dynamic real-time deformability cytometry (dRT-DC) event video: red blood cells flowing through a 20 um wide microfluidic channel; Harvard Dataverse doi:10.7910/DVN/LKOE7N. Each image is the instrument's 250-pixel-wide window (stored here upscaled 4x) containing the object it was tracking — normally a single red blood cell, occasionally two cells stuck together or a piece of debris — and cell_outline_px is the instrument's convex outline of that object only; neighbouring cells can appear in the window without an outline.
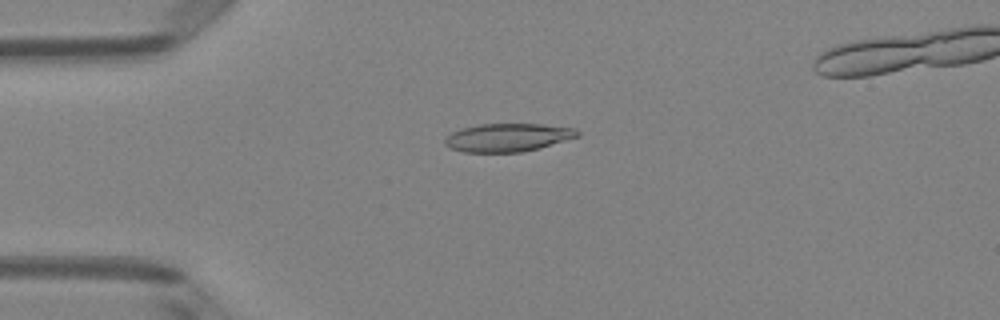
{"species": "Egyptian fruit bat (a non-hibernating species)", "species_latin": "Rousettus aegyptiacus", "temperature_condition": "room temperature", "stored_images_in_passage": 48, "camera_frame_rate_fps": 3000, "um_per_image_px": 0.085, "animal": {"sex": "female"}, "frame": {"image": 1, "passage_image": 12, "time_ms": 3.667, "image_size_px": [1000, 320], "cell_outline_px": [[580, 136], [540, 148], [520, 152], [464, 152], [452, 148], [444, 144], [444, 140], [452, 132], [460, 128], [480, 124], [540, 124], [576, 128], [580, 132]], "centroid_in_image_um": [43.19, 11.68], "position_along_channel_um": 41.8, "area_um2": 21.79}}
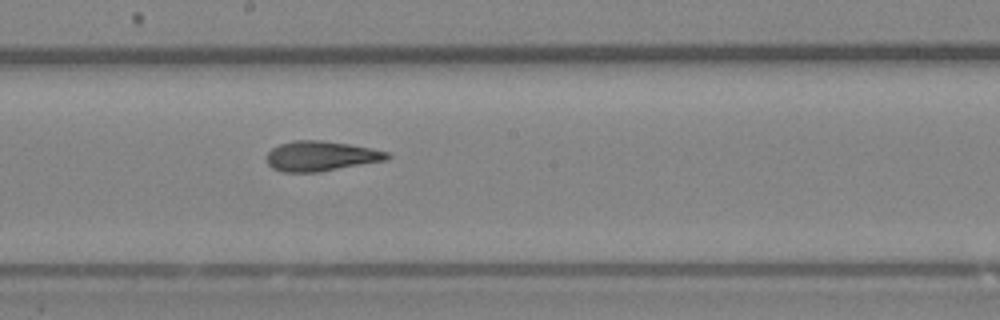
{"frame": {"image": 2, "passage_image": 27, "time_ms": 8.667, "image_size_px": [1000, 320], "cell_outline_px": [[392, 156], [388, 160], [320, 172], [280, 172], [272, 168], [268, 164], [268, 152], [272, 148], [280, 144], [292, 140], [320, 140], [348, 144], [372, 148], [388, 152]], "centroid_in_image_um": [27.3, 13.27], "position_along_channel_um": 220.9, "area_um2": 21.21}}
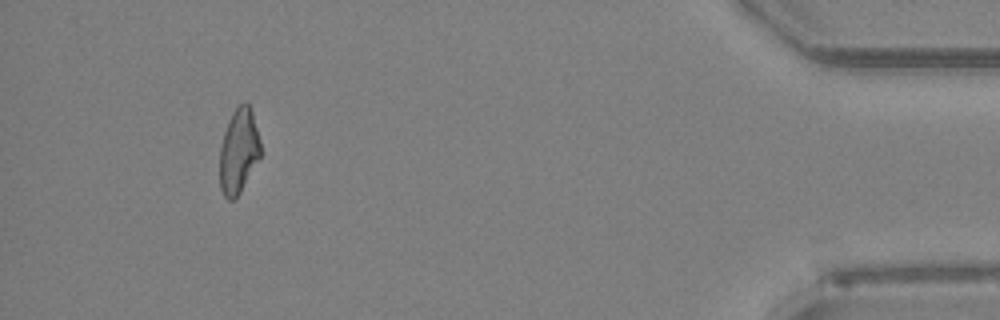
{"frame": {"image": 3, "passage_image": 46, "time_ms": 15.0, "image_size_px": [1000, 320], "cell_outline_px": [[260, 156], [240, 192], [232, 200], [228, 200], [224, 196], [220, 188], [220, 148], [224, 132], [232, 112], [244, 100], [252, 108], [260, 140]], "centroid_in_image_um": [20.29, 12.8], "position_along_channel_um": 414.9, "area_um2": 20.06}}